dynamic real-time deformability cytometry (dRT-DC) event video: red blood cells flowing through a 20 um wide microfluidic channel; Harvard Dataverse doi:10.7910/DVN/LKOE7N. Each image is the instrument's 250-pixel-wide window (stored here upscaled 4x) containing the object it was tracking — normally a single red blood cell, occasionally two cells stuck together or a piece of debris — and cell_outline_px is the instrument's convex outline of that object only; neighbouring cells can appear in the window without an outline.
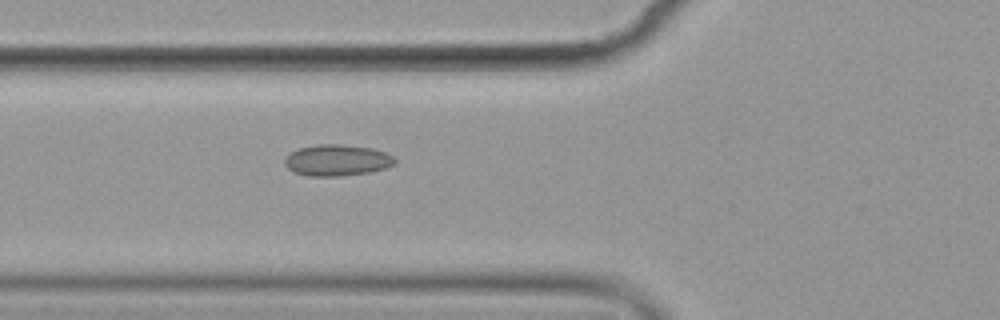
{"species": "common noctule bat (a hibernating species)", "species_latin": "Nyctalus noctula", "temperature_condition": "cold", "stored_images_in_passage": 2, "camera_frame_rate_fps": 3000, "um_per_image_px": 0.085, "animal": {"sex": "female", "body_mass_g": 19.9}, "frame": {"image": 1, "passage_image": 2, "time_ms": 1.0, "image_size_px": [1000, 320], "cell_outline_px": [[396, 164], [384, 168], [368, 172], [340, 176], [308, 176], [296, 172], [288, 168], [284, 164], [284, 160], [292, 152], [300, 148], [320, 144], [340, 144], [372, 148], [384, 152], [392, 156], [396, 160]], "centroid_in_image_um": [28.66, 13.62], "position_along_channel_um": 97.1, "area_um2": 19.83}}